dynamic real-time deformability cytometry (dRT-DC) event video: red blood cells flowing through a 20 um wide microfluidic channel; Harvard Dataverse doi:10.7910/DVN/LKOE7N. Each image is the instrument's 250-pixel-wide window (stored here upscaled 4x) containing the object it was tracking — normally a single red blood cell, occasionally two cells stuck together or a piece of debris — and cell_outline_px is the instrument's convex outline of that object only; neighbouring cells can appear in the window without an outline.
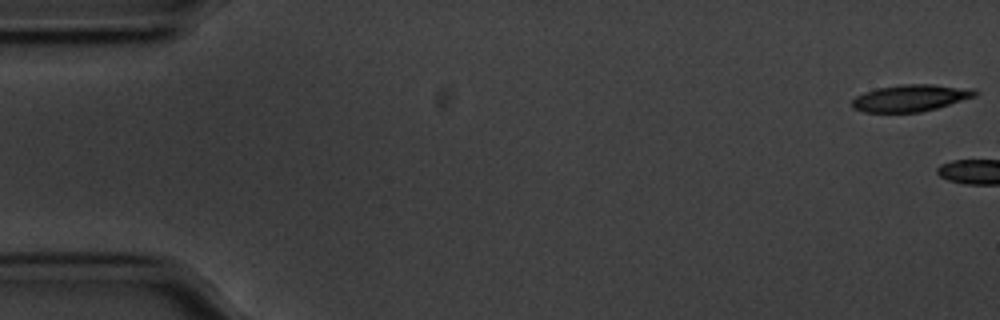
{"species": "common noctule bat (a hibernating species)", "species_latin": "Nyctalus noctula", "temperature_condition": "cold", "stored_images_in_passage": 8, "camera_frame_rate_fps": 3000, "um_per_image_px": 0.085, "animal": {"sex": "male", "body_mass_g": 20.1, "forearm_length_mm": 53.5}, "frame": {"image": 1, "passage_image": 1, "time_ms": 0.0, "image_size_px": [1000, 320], "cell_outline_px": [[976, 96], [936, 108], [920, 112], [864, 112], [852, 108], [852, 100], [856, 96], [864, 92], [876, 88], [900, 84], [932, 84], [972, 88], [976, 92]], "centroid_in_image_um": [77.36, 8.32], "position_along_channel_um": 7.6, "area_um2": 19.19}}